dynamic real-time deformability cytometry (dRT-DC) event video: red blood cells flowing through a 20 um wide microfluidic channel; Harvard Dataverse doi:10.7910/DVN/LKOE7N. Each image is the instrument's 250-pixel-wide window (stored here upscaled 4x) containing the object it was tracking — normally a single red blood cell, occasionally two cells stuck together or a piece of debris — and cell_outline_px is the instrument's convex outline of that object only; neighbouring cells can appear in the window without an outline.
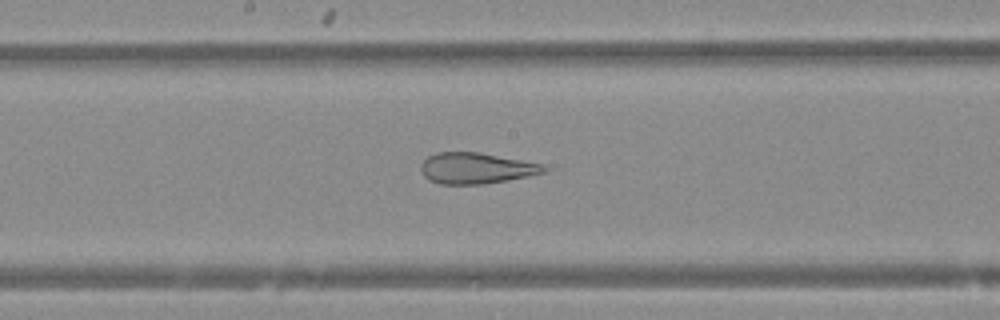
{"species": "Egyptian fruit bat (a non-hibernating species)", "species_latin": "Rousettus aegyptiacus", "temperature_condition": "warm", "stored_images_in_passage": 50, "camera_frame_rate_fps": 3000, "um_per_image_px": 0.085, "animal": {"sex": "female"}, "frame": {"image": 1, "passage_image": 27, "time_ms": 8.667, "image_size_px": [1000, 320], "cell_outline_px": [[548, 168], [544, 172], [528, 176], [484, 184], [440, 184], [428, 180], [424, 176], [420, 168], [420, 164], [428, 156], [436, 152], [476, 152], [520, 160], [540, 164]], "centroid_in_image_um": [40.4, 14.3], "position_along_channel_um": 207.8, "area_um2": 21.96}}
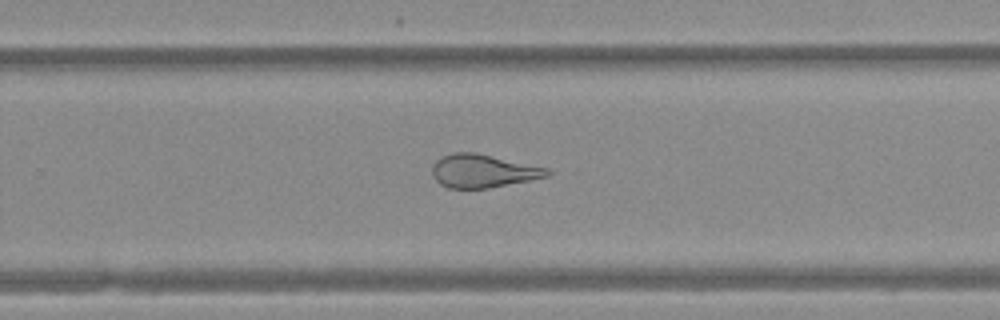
{"frame": {"image": 2, "passage_image": 33, "time_ms": 10.667, "image_size_px": [1000, 320], "cell_outline_px": [[552, 172], [548, 176], [488, 188], [448, 188], [440, 184], [432, 176], [432, 164], [440, 156], [452, 152], [476, 152], [548, 168]], "centroid_in_image_um": [41.0, 14.52], "position_along_channel_um": 288.8, "area_um2": 22.31}}
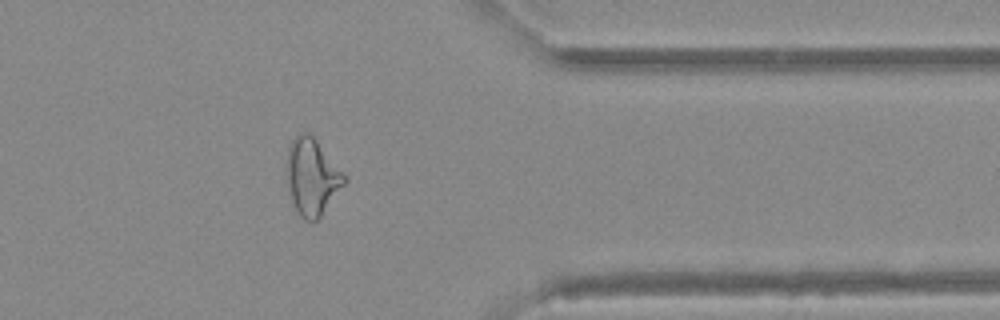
{"frame": {"image": 3, "passage_image": 41, "time_ms": 13.333, "image_size_px": [1000, 320], "cell_outline_px": [[348, 180], [320, 216], [316, 220], [304, 220], [300, 216], [292, 204], [288, 188], [288, 148], [292, 140], [300, 132], [308, 132], [316, 140]], "centroid_in_image_um": [26.51, 15.05], "position_along_channel_um": 384.9, "area_um2": 25.03}}